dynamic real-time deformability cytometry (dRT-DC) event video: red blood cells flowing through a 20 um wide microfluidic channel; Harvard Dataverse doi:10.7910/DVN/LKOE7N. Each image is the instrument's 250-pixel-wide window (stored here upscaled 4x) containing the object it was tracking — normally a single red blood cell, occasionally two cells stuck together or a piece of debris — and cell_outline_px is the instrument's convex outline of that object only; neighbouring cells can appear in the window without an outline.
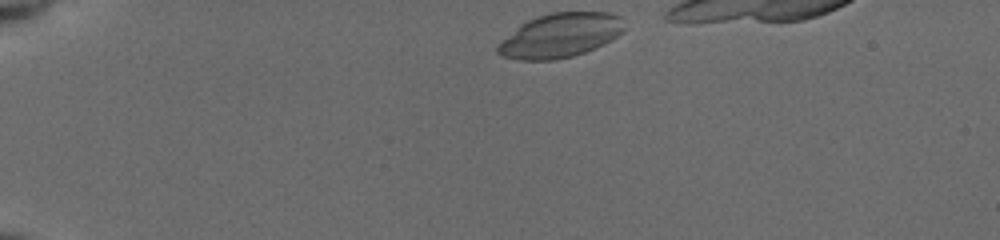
{"species": "common noctule bat (a hibernating species)", "species_latin": "Nyctalus noctula", "temperature_condition": "cold", "stored_images_in_passage": 37, "camera_frame_rate_fps": 3000, "um_per_image_px": 0.085, "animal": {"sex": "female", "body_mass_g": 19.5, "forearm_length_mm": 54.1}, "frame": {"image": 1, "passage_image": 1, "time_ms": 0.0, "image_size_px": [1000, 240], "cell_outline_px": [[628, 28], [624, 32], [612, 40], [596, 48], [572, 56], [556, 60], [520, 60], [500, 56], [496, 52], [496, 44], [520, 24], [536, 16], [552, 12], [608, 12], [624, 16]], "centroid_in_image_um": [47.67, 3.0], "position_along_channel_um": 37.3, "area_um2": 33.41}}